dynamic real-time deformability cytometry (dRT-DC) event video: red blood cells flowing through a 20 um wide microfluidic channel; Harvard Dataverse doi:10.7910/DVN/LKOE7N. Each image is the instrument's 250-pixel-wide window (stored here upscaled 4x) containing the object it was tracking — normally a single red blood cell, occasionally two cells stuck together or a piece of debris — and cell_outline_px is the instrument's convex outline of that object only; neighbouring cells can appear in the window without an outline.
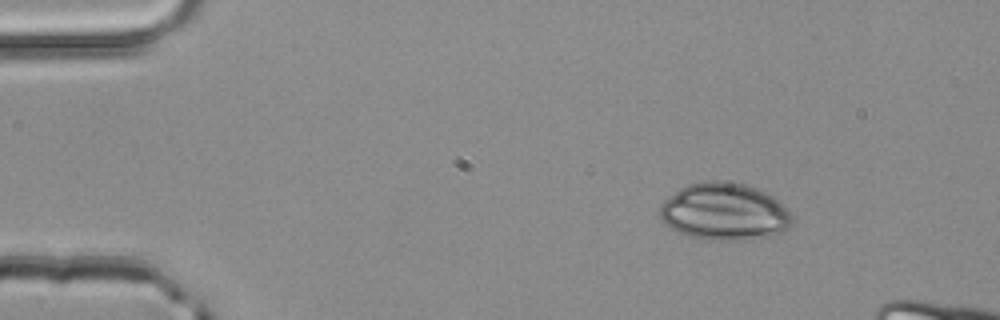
{"species": "common noctule bat (a hibernating species)", "species_latin": "Nyctalus noctula", "temperature_condition": "room temperature", "stored_images_in_passage": 3, "camera_frame_rate_fps": 3000, "um_per_image_px": 0.085, "animal": {"sex": "male", "body_mass_g": 20.4}, "frame": {"image": 1, "passage_image": 1, "time_ms": 0.0, "image_size_px": [1000, 320], "cell_outline_px": [[792, 224], [788, 228], [780, 232], [764, 236], [736, 240], [708, 240], [692, 236], [680, 232], [664, 224], [660, 216], [660, 204], [664, 200], [680, 188], [688, 184], [712, 180], [720, 180], [740, 184], [756, 188], [772, 196], [788, 208], [792, 216]], "centroid_in_image_um": [61.56, 17.98], "position_along_channel_um": 23.4, "area_um2": 43.64}}